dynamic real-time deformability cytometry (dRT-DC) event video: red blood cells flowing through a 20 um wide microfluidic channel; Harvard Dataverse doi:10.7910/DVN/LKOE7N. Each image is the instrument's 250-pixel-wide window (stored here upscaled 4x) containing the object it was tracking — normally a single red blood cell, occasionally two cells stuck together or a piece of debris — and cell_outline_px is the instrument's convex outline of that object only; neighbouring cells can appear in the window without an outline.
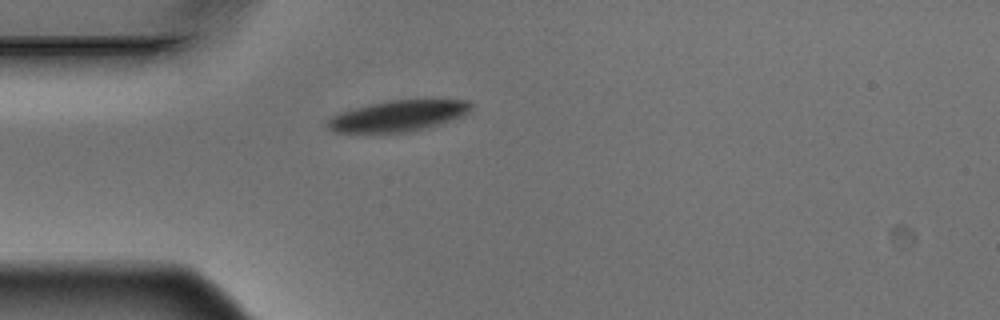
{"species": "Egyptian fruit bat (a non-hibernating species)", "species_latin": "Rousettus aegyptiacus", "temperature_condition": "warm", "stored_images_in_passage": 1, "camera_frame_rate_fps": 3000, "um_per_image_px": 0.085, "animal": {"sex": "male"}, "frame": {"image": 1, "passage_image": 1, "time_ms": 0.0, "image_size_px": [1000, 320], "cell_outline_px": [[472, 108], [464, 116], [424, 128], [400, 132], [332, 132], [324, 124], [332, 116], [340, 112], [352, 108], [388, 100], [468, 100], [472, 104]], "centroid_in_image_um": [33.81, 9.84], "position_along_channel_um": 51.2, "area_um2": 25.66}}